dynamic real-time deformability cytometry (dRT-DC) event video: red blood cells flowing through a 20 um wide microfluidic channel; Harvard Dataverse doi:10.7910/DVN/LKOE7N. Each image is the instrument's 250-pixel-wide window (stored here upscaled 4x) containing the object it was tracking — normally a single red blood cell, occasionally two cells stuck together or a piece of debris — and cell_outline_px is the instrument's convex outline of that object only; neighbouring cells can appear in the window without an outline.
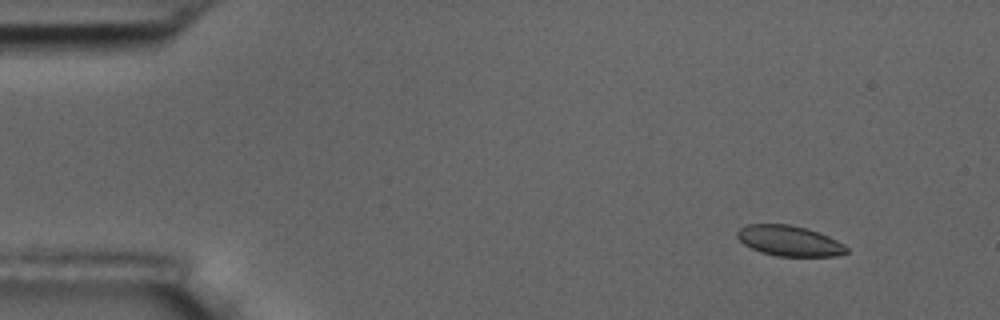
{"species": "common noctule bat (a hibernating species)", "species_latin": "Nyctalus noctula", "temperature_condition": "room temperature", "stored_images_in_passage": 6, "camera_frame_rate_fps": 3000, "um_per_image_px": 0.085, "animal": {"sex": "male", "body_mass_g": 17.5, "forearm_length_mm": 52.3}, "frame": {"image": 1, "passage_image": 1, "time_ms": 0.0, "image_size_px": [1000, 320], "cell_outline_px": [[848, 252], [836, 256], [776, 256], [760, 252], [744, 244], [736, 236], [736, 232], [740, 228], [748, 224], [788, 224], [804, 228], [828, 236], [844, 244], [848, 248]], "centroid_in_image_um": [67.07, 20.48], "position_along_channel_um": 17.9, "area_um2": 19.25}}
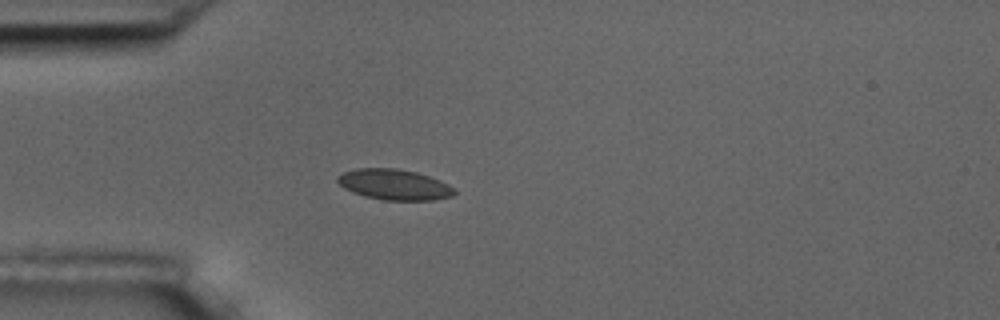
{"frame": {"image": 2, "passage_image": 4, "time_ms": 3.333, "image_size_px": [1000, 320], "cell_outline_px": [[456, 192], [452, 196], [432, 200], [384, 200], [364, 196], [352, 192], [344, 188], [336, 180], [336, 176], [344, 172], [356, 168], [396, 168], [416, 172], [440, 180], [448, 184]], "centroid_in_image_um": [33.48, 15.68], "position_along_channel_um": 51.5, "area_um2": 20.81}}